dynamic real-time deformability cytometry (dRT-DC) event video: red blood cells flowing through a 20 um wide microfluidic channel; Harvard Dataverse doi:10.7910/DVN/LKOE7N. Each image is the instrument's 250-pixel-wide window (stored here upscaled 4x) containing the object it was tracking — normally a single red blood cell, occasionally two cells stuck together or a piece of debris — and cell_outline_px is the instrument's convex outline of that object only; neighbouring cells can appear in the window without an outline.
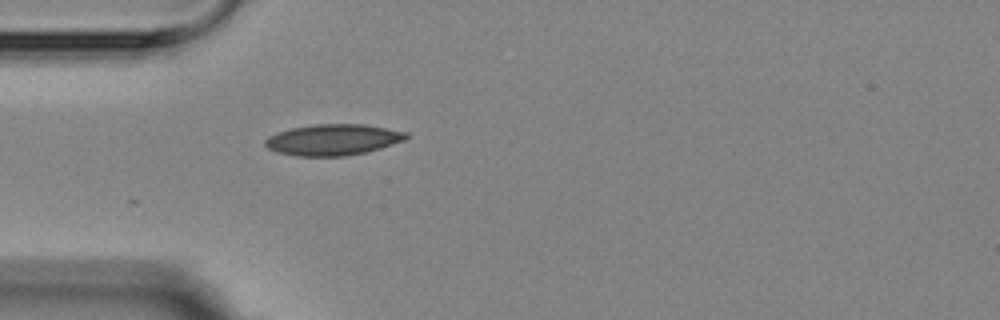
{"species": "Egyptian fruit bat (a non-hibernating species)", "species_latin": "Rousettus aegyptiacus", "temperature_condition": "room temperature", "stored_images_in_passage": 1, "camera_frame_rate_fps": 3000, "um_per_image_px": 0.085, "animal": {"sex": "female"}, "frame": {"image": 1, "passage_image": 1, "time_ms": 0.0, "image_size_px": [1000, 320], "cell_outline_px": [[412, 136], [404, 140], [380, 148], [364, 152], [344, 156], [296, 156], [276, 152], [268, 148], [264, 144], [264, 140], [268, 136], [292, 128], [316, 124], [364, 124], [408, 132]], "centroid_in_image_um": [28.32, 11.87], "position_along_channel_um": 56.7, "area_um2": 25.49}}